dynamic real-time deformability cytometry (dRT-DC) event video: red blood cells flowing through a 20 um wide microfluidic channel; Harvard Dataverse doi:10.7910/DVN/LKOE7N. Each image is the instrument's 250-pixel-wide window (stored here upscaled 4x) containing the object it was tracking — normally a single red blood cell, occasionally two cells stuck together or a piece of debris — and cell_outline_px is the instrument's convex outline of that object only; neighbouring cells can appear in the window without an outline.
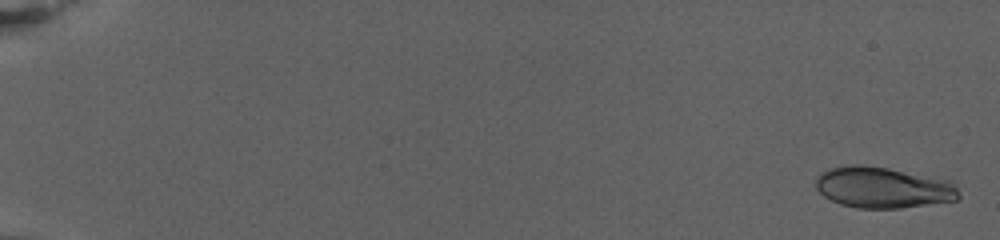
{"species": "human", "species_latin": "Homo sapiens", "temperature_condition": "warm", "stored_images_in_passage": 20, "camera_frame_rate_fps": 3000, "um_per_image_px": 0.085, "donor": {"sex": "female"}, "frame": {"image": 1, "passage_image": 2, "time_ms": 0.333, "image_size_px": [1000, 240], "cell_outline_px": [[960, 196], [956, 200], [900, 208], [856, 208], [840, 204], [824, 196], [816, 188], [816, 180], [824, 172], [832, 168], [852, 164], [860, 164], [888, 168], [948, 180], [956, 188]], "centroid_in_image_um": [75.04, 15.94], "position_along_channel_um": 10.0, "area_um2": 33.76}}